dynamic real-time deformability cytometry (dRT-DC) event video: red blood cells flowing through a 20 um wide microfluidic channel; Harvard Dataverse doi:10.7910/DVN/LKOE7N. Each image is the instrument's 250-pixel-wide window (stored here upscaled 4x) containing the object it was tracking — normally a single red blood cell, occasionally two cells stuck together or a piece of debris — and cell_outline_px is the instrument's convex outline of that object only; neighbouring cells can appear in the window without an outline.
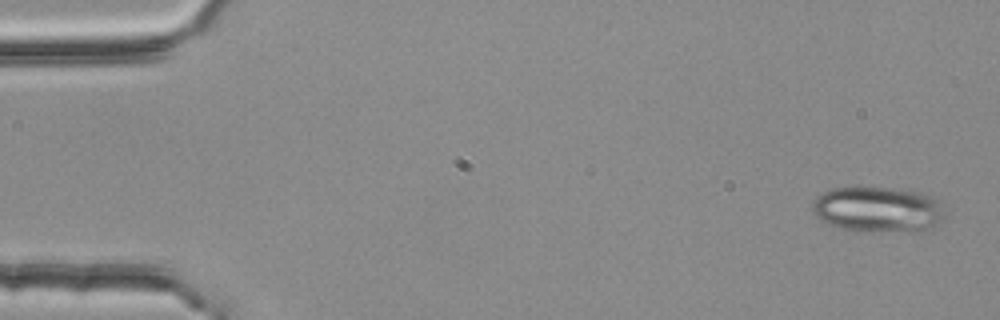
{"species": "common noctule bat (a hibernating species)", "species_latin": "Nyctalus noctula", "temperature_condition": "room temperature", "stored_images_in_passage": 4, "camera_frame_rate_fps": 3000, "um_per_image_px": 0.085, "animal": {"sex": "female", "body_mass_g": 25.1}, "frame": {"image": 1, "passage_image": 1, "time_ms": 0.0, "image_size_px": [1000, 320], "cell_outline_px": [[944, 220], [928, 228], [856, 232], [840, 228], [816, 216], [812, 212], [812, 200], [816, 196], [832, 188], [888, 188], [920, 192], [932, 196], [940, 200], [944, 216]], "centroid_in_image_um": [74.59, 17.78], "position_along_channel_um": 10.4, "area_um2": 34.62}}